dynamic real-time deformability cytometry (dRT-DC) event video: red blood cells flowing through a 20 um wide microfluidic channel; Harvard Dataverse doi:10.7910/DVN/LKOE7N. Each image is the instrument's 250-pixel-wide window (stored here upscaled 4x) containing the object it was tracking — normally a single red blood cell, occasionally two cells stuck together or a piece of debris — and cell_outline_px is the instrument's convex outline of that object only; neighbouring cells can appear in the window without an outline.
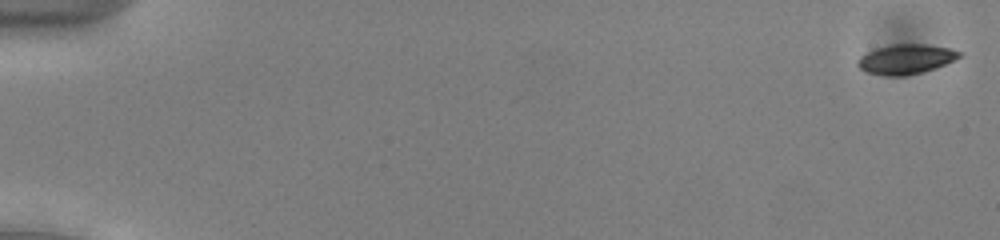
{"species": "common noctule bat (a hibernating species)", "species_latin": "Nyctalus noctula", "temperature_condition": "cold", "stored_images_in_passage": 54, "camera_frame_rate_fps": 3000, "um_per_image_px": 0.085, "animal": {"sex": "male", "body_mass_g": 13.0, "forearm_length_mm": 53.1}, "frame": {"image": 1, "passage_image": 1, "time_ms": 0.0, "image_size_px": [1000, 240], "cell_outline_px": [[964, 52], [960, 56], [944, 64], [920, 72], [904, 76], [888, 76], [864, 72], [856, 64], [856, 60], [860, 56], [868, 52], [880, 48], [896, 44], [924, 44], [948, 48]], "centroid_in_image_um": [76.96, 5.03], "position_along_channel_um": 8.0, "area_um2": 17.28}}
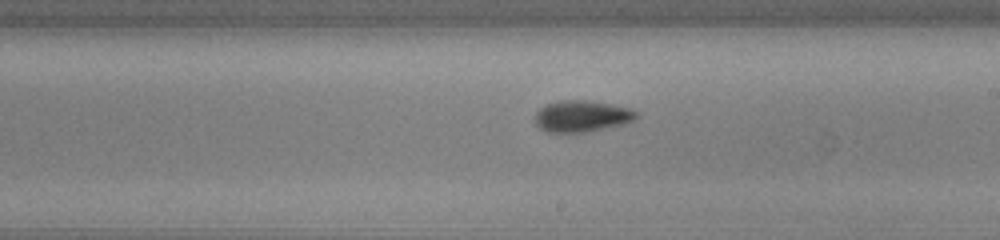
{"frame": {"image": 2, "passage_image": 32, "time_ms": 10.333, "image_size_px": [1000, 240], "cell_outline_px": [[636, 116], [632, 120], [620, 124], [588, 132], [544, 132], [536, 124], [536, 112], [540, 108], [548, 104], [560, 100], [584, 100], [612, 104], [632, 108], [636, 112]], "centroid_in_image_um": [49.42, 9.87], "position_along_channel_um": 239.6, "area_um2": 18.32}}
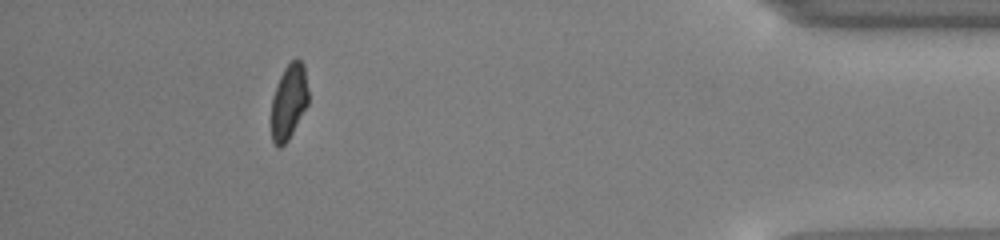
{"frame": {"image": 3, "passage_image": 49, "time_ms": 16.0, "image_size_px": [1000, 240], "cell_outline_px": [[308, 104], [288, 140], [280, 148], [276, 148], [272, 140], [272, 96], [276, 84], [284, 68], [296, 56], [304, 64], [308, 92]], "centroid_in_image_um": [24.55, 8.62], "position_along_channel_um": 410.7, "area_um2": 16.3}, "authors_computed_cell_mechanics": {"area_um2": 17.1666, "velocity_mm_per_s": 3.9055, "shape_relaxation_time_tau1_ms": 1.8038, "shape_relaxation_time_tau2_ms": 2.7746, "deformation_change_tau1": 0.0995, "deformation_change_tau2": 0.0754}}